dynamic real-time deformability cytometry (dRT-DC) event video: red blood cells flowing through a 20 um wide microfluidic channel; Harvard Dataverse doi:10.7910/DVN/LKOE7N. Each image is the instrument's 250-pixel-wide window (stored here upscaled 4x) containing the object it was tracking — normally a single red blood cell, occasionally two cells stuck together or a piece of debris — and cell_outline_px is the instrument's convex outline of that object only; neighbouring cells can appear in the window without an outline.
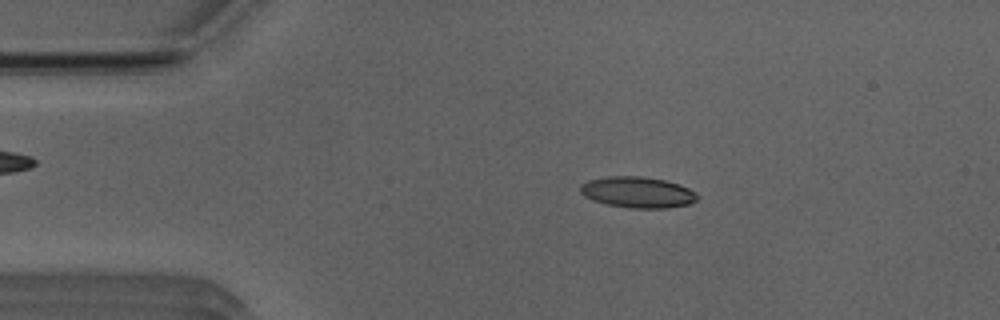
{"species": "Egyptian fruit bat (a non-hibernating species)", "species_latin": "Rousettus aegyptiacus", "temperature_condition": "room temperature", "stored_images_in_passage": 51, "camera_frame_rate_fps": 3000, "um_per_image_px": 0.085, "animal": {"sex": "male"}, "frame": {"image": 1, "passage_image": 9, "time_ms": 2.667, "image_size_px": [1000, 320], "cell_outline_px": [[700, 196], [696, 200], [688, 204], [668, 208], [628, 208], [608, 204], [592, 200], [584, 196], [580, 192], [580, 184], [588, 180], [608, 176], [644, 176], [664, 180], [680, 184], [696, 192]], "centroid_in_image_um": [54.2, 16.34], "position_along_channel_um": 30.8, "area_um2": 21.33}}
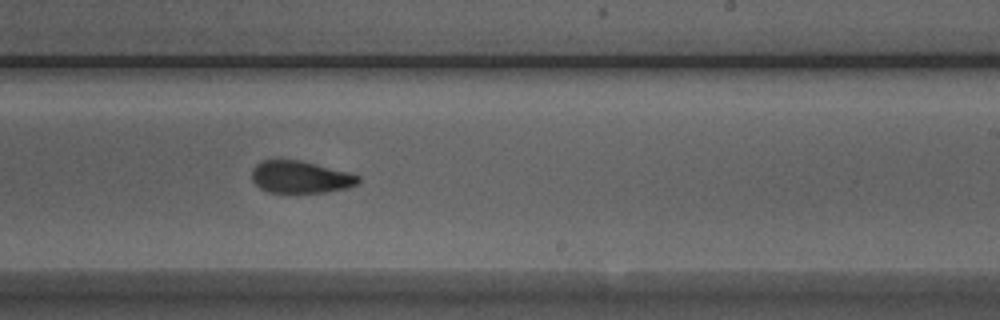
{"frame": {"image": 2, "passage_image": 30, "time_ms": 9.667, "image_size_px": [1000, 320], "cell_outline_px": [[360, 180], [356, 184], [348, 188], [324, 192], [296, 196], [268, 192], [260, 188], [252, 180], [252, 168], [256, 164], [264, 160], [300, 160], [352, 172], [360, 176]], "centroid_in_image_um": [25.55, 15.09], "position_along_channel_um": 263.5, "area_um2": 20.87}}
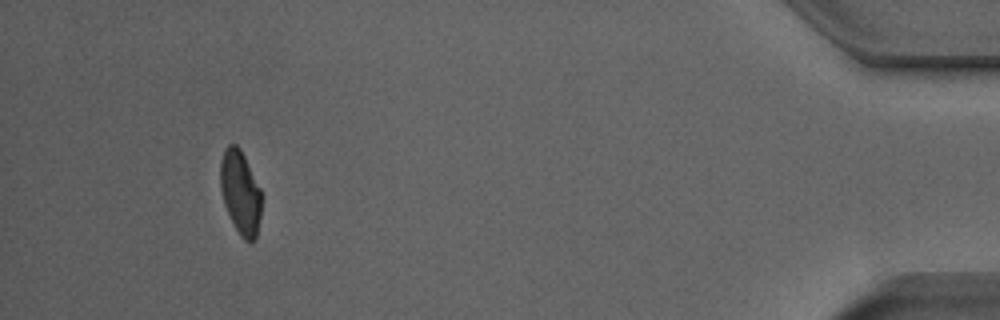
{"frame": {"image": 3, "passage_image": 47, "time_ms": 15.333, "image_size_px": [1000, 320], "cell_outline_px": [[264, 196], [256, 240], [248, 244], [240, 236], [224, 204], [220, 188], [220, 160], [224, 148], [228, 144], [236, 144], [240, 148]], "centroid_in_image_um": [20.45, 16.38], "position_along_channel_um": 414.7, "area_um2": 20.52}, "authors_computed_cell_mechanics": {"area_um2": 20.7502, "velocity_mm_per_s": 3.9658, "shape_relaxation_time_tau1_ms": 4.5214, "shape_relaxation_time_tau2_ms": 2.2489, "deformation_change_tau1": 0.1596, "deformation_change_tau2": 0.0729}}